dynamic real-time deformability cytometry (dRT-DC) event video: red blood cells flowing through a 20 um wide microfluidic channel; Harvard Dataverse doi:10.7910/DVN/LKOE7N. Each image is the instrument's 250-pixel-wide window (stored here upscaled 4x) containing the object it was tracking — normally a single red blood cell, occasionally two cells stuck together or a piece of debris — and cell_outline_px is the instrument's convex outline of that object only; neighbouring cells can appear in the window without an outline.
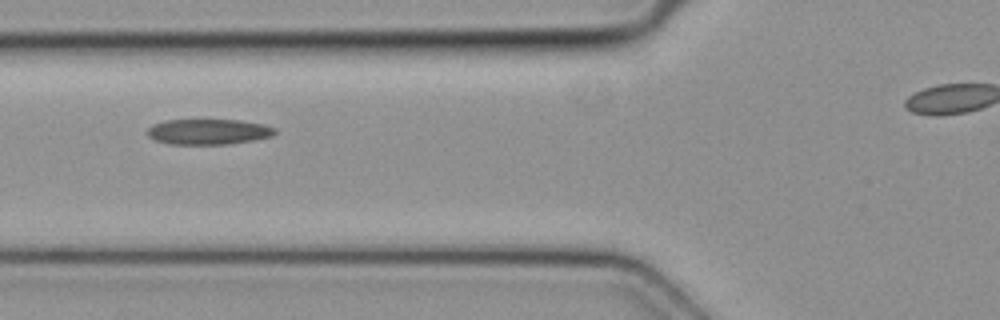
{"species": "common noctule bat (a hibernating species)", "species_latin": "Nyctalus noctula", "temperature_condition": "cold", "stored_images_in_passage": 2, "camera_frame_rate_fps": 3000, "um_per_image_px": 0.085, "animal": {"sex": "female", "body_mass_g": 19.3, "forearm_length_mm": 54.1}, "frame": {"image": 1, "passage_image": 2, "time_ms": 0.333, "image_size_px": [1000, 320], "cell_outline_px": [[276, 132], [272, 136], [252, 140], [228, 144], [168, 144], [156, 140], [148, 136], [144, 132], [152, 124], [164, 120], [240, 120], [264, 124], [276, 128]], "centroid_in_image_um": [17.68, 11.19], "position_along_channel_um": 108.1, "area_um2": 19.07}}